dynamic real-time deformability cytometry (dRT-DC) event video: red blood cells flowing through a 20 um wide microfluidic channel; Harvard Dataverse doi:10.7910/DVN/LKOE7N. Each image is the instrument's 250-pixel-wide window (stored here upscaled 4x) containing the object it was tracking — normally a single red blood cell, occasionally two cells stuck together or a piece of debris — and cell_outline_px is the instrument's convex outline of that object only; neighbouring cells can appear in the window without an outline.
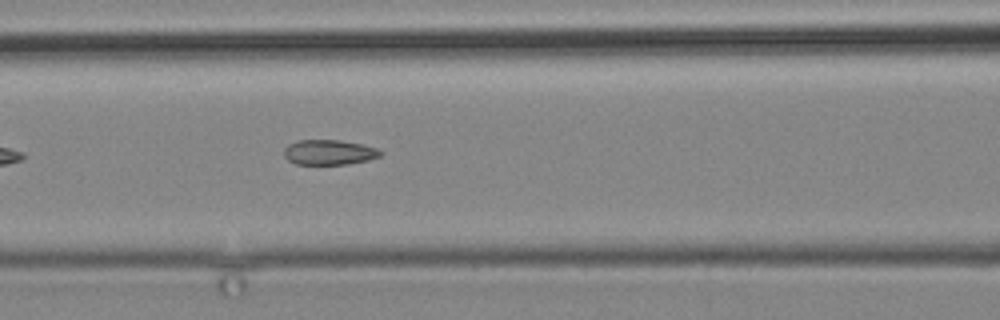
{"species": "common noctule bat (a hibernating species)", "species_latin": "Nyctalus noctula", "temperature_condition": "cold", "stored_images_in_passage": 9, "camera_frame_rate_fps": 3000, "um_per_image_px": 0.085, "animal": {"sex": "male", "body_mass_g": 19.2, "forearm_length_mm": 51.8}, "frame": {"image": 1, "passage_image": 9, "time_ms": 10.667, "image_size_px": [1000, 320], "cell_outline_px": [[384, 152], [380, 156], [368, 160], [348, 164], [296, 164], [288, 160], [284, 156], [284, 148], [288, 144], [296, 140], [340, 140], [360, 144], [376, 148]], "centroid_in_image_um": [27.95, 12.94], "position_along_channel_um": 138.6, "area_um2": 14.1}}